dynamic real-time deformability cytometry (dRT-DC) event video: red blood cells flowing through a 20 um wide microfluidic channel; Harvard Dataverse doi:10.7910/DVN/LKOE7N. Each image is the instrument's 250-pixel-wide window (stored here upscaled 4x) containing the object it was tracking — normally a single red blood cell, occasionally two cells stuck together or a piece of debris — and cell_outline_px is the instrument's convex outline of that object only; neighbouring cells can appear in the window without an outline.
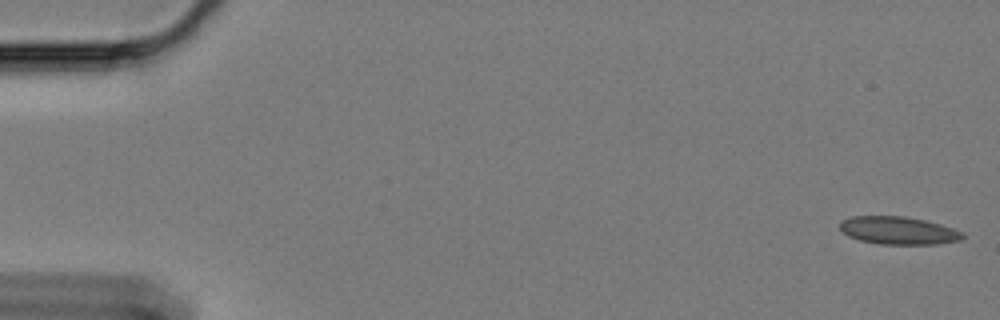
{"species": "Egyptian fruit bat (a non-hibernating species)", "species_latin": "Rousettus aegyptiacus", "temperature_condition": "cold", "stored_images_in_passage": 31, "camera_frame_rate_fps": 3000, "um_per_image_px": 0.085, "animal": {"sex": "female"}, "frame": {"image": 1, "passage_image": 1, "time_ms": 0.0, "image_size_px": [1000, 320], "cell_outline_px": [[964, 236], [960, 240], [940, 244], [880, 244], [860, 240], [848, 236], [840, 228], [840, 220], [852, 216], [904, 216], [924, 220], [940, 224], [964, 232]], "centroid_in_image_um": [76.36, 19.59], "position_along_channel_um": 8.6, "area_um2": 19.88}}
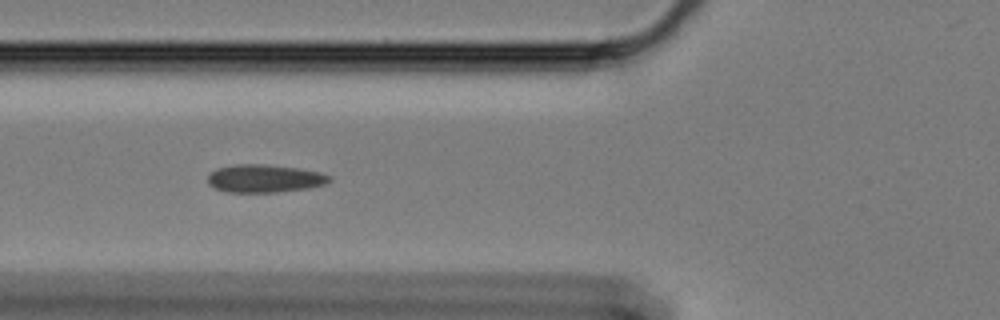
{"frame": {"image": 2, "passage_image": 22, "time_ms": 7.0, "image_size_px": [1000, 320], "cell_outline_px": [[332, 180], [328, 184], [308, 188], [276, 192], [228, 192], [212, 188], [208, 184], [208, 176], [216, 168], [236, 164], [264, 164], [296, 168], [320, 172], [332, 176]], "centroid_in_image_um": [22.5, 15.17], "position_along_channel_um": 103.3, "area_um2": 19.94}}
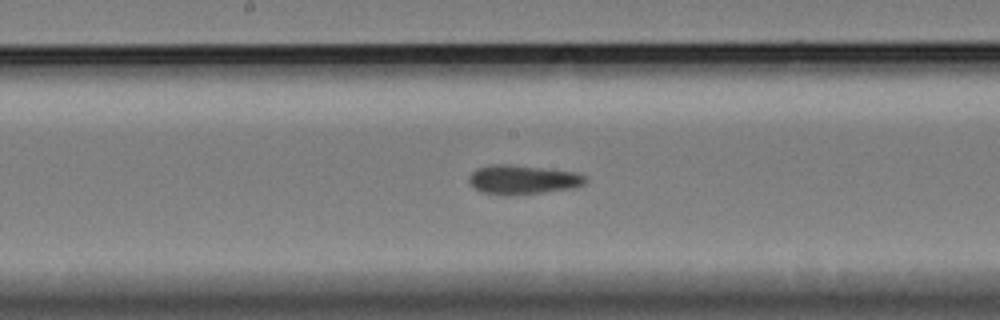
{"frame": {"image": 3, "passage_image": 31, "time_ms": 10.0, "image_size_px": [1000, 320], "cell_outline_px": [[588, 180], [584, 184], [576, 188], [512, 196], [504, 196], [480, 192], [472, 188], [468, 184], [468, 176], [476, 168], [488, 164], [508, 164], [576, 172], [588, 176]], "centroid_in_image_um": [44.4, 15.28], "position_along_channel_um": 203.8, "area_um2": 20.46}}